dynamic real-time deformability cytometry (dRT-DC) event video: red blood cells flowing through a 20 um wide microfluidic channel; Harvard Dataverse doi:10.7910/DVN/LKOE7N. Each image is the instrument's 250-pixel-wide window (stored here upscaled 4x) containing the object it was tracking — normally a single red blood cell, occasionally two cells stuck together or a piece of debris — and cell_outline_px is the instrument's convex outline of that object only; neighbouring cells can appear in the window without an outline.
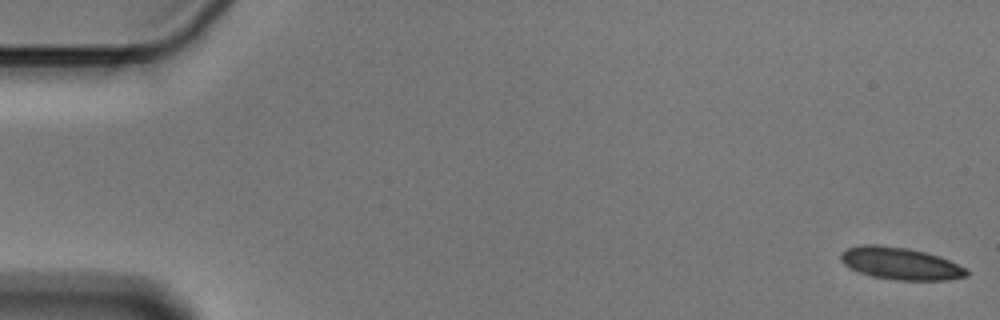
{"species": "Egyptian fruit bat (a non-hibernating species)", "species_latin": "Rousettus aegyptiacus", "temperature_condition": "cold", "stored_images_in_passage": 56, "camera_frame_rate_fps": 3000, "um_per_image_px": 0.085, "animal": {"sex": "male"}, "frame": {"image": 1, "passage_image": 1, "time_ms": 0.0, "image_size_px": [1000, 320], "cell_outline_px": [[968, 276], [948, 280], [896, 280], [872, 276], [860, 272], [844, 264], [840, 260], [840, 252], [848, 248], [864, 244], [880, 244], [908, 248], [940, 256], [964, 268], [968, 272]], "centroid_in_image_um": [76.51, 22.39], "position_along_channel_um": 8.5, "area_um2": 23.52}}
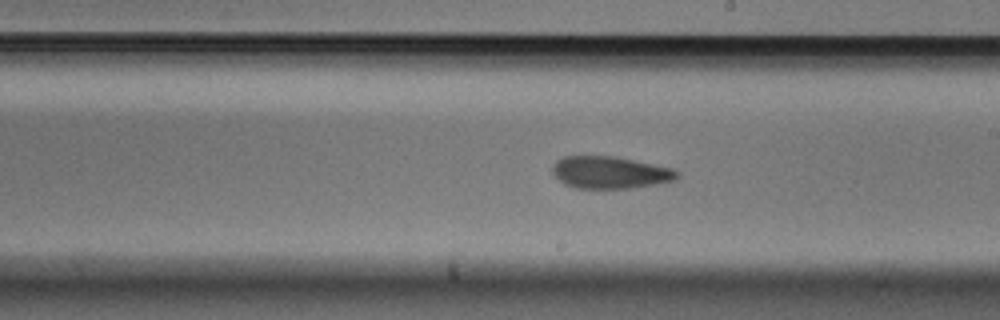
{"frame": {"image": 2, "passage_image": 32, "time_ms": 10.333, "image_size_px": [1000, 320], "cell_outline_px": [[680, 176], [676, 180], [656, 184], [632, 188], [576, 188], [564, 184], [552, 172], [552, 164], [556, 160], [564, 156], [612, 156], [672, 168], [680, 172]], "centroid_in_image_um": [51.86, 14.66], "position_along_channel_um": 237.1, "area_um2": 23.35}}
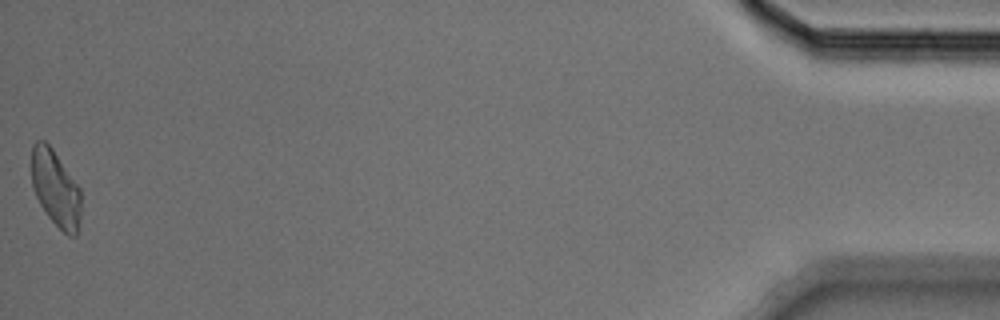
{"frame": {"image": 3, "passage_image": 56, "time_ms": 18.333, "image_size_px": [1000, 320], "cell_outline_px": [[80, 216], [76, 236], [68, 236], [48, 216], [40, 204], [32, 188], [32, 144], [36, 140], [44, 140], [52, 148], [80, 188]], "centroid_in_image_um": [4.71, 16.0], "position_along_channel_um": 430.5, "area_um2": 21.79}, "authors_computed_cell_mechanics": {"area_um2": 23.4957, "velocity_mm_per_s": 3.5826, "shape_relaxation_time_tau1_ms": 5.3403, "shape_relaxation_time_tau2_ms": 3.9484, "deformation_change_tau1": 0.1278, "deformation_change_tau2": 0.0852}}